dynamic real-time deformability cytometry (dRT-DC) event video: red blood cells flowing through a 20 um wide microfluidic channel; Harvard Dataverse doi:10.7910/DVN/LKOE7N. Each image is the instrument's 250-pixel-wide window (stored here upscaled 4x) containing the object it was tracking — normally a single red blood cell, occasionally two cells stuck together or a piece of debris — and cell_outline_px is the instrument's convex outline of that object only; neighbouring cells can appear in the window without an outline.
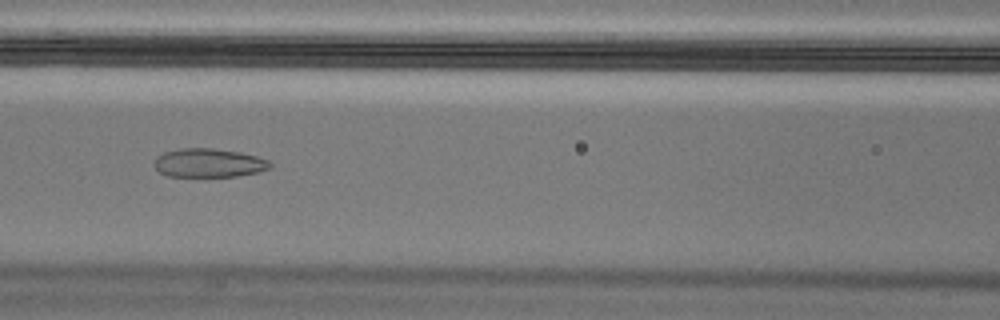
{"species": "Egyptian fruit bat (a non-hibernating species)", "species_latin": "Rousettus aegyptiacus", "temperature_condition": "cold", "stored_images_in_passage": 8, "camera_frame_rate_fps": 3000, "um_per_image_px": 0.085, "animal": {"sex": "male"}, "frame": {"image": 1, "passage_image": 8, "time_ms": 2.333, "image_size_px": [1000, 320], "cell_outline_px": [[272, 168], [260, 172], [236, 176], [168, 176], [160, 172], [152, 164], [156, 156], [164, 152], [180, 148], [212, 148], [240, 152], [256, 156], [268, 160], [272, 164]], "centroid_in_image_um": [17.75, 13.84], "position_along_channel_um": 148.9, "area_um2": 19.54}}